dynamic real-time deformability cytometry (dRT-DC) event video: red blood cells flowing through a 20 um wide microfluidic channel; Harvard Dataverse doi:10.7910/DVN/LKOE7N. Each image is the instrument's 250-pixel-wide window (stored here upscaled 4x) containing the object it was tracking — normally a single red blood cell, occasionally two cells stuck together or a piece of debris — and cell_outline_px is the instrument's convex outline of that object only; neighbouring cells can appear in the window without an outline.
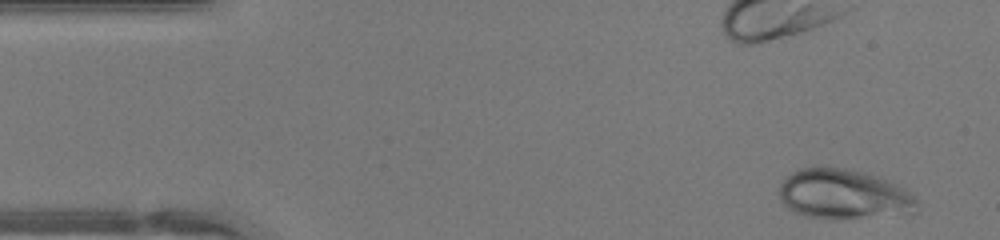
{"species": "human", "species_latin": "Homo sapiens", "temperature_condition": "warm", "stored_images_in_passage": 45, "camera_frame_rate_fps": 3000, "um_per_image_px": 0.085, "donor": {"sex": "female"}, "frame": {"image": 1, "passage_image": 2, "time_ms": 0.333, "image_size_px": [1000, 240], "cell_outline_px": [[920, 212], [836, 220], [828, 220], [804, 216], [792, 212], [780, 200], [780, 184], [784, 176], [800, 168], [812, 164], [828, 164], [852, 168], [880, 176], [912, 192], [916, 200]], "centroid_in_image_um": [71.68, 16.47], "position_along_channel_um": 13.3, "area_um2": 41.85}}
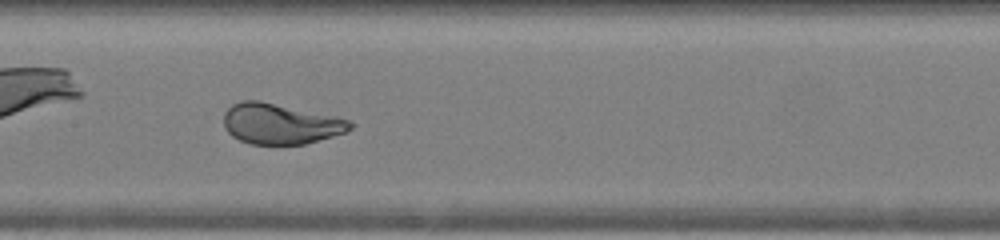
{"frame": {"image": 2, "passage_image": 21, "time_ms": 6.667, "image_size_px": [1000, 240], "cell_outline_px": [[356, 124], [352, 128], [344, 132], [332, 136], [304, 144], [252, 144], [240, 140], [232, 136], [224, 128], [224, 112], [232, 104], [240, 100], [260, 100], [336, 116], [352, 120]], "centroid_in_image_um": [23.84, 10.5], "position_along_channel_um": 183.6, "area_um2": 30.06}}
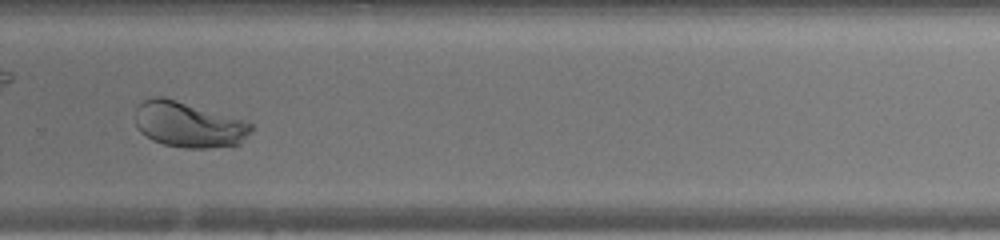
{"frame": {"image": 3, "passage_image": 30, "time_ms": 9.667, "image_size_px": [1000, 240], "cell_outline_px": [[252, 132], [240, 144], [208, 148], [184, 148], [164, 144], [152, 140], [140, 132], [136, 124], [136, 108], [144, 100], [152, 96], [164, 96], [244, 120], [252, 124]], "centroid_in_image_um": [16.03, 10.59], "position_along_channel_um": 313.8, "area_um2": 30.81}, "authors_computed_cell_mechanics": {"area_um2": 35.8938, "velocity_mm_per_s": 4.3529, "shape_relaxation_time_tau1_ms": 3.4813, "shape_relaxation_time_tau2_ms": null, "deformation_change_tau1": 0.1514, "deformation_change_tau2": null}}